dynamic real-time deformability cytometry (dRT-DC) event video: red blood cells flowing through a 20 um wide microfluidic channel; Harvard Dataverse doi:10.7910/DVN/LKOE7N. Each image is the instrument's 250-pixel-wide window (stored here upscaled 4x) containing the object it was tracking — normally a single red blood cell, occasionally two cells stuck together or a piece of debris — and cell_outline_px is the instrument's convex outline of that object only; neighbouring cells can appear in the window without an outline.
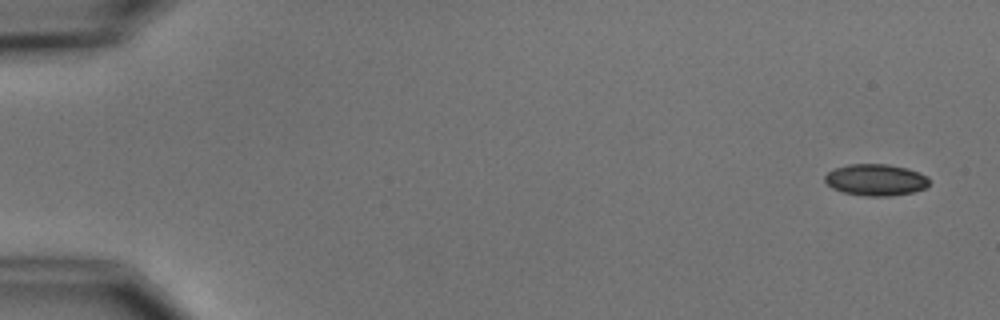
{"species": "common noctule bat (a hibernating species)", "species_latin": "Nyctalus noctula", "temperature_condition": "cold", "stored_images_in_passage": 6, "camera_frame_rate_fps": 3000, "um_per_image_px": 0.085, "animal": {"sex": "male", "body_mass_g": 15.6}, "frame": {"image": 1, "passage_image": 1, "time_ms": 0.0, "image_size_px": [1000, 320], "cell_outline_px": [[928, 184], [924, 188], [912, 192], [888, 196], [868, 196], [844, 192], [832, 188], [824, 180], [824, 176], [832, 168], [848, 164], [888, 164], [908, 168], [920, 172], [928, 176]], "centroid_in_image_um": [74.42, 15.27], "position_along_channel_um": 10.6, "area_um2": 19.25}}
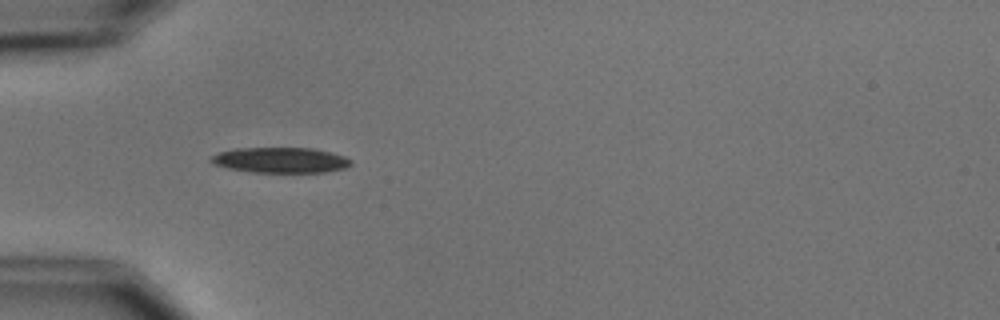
{"frame": {"image": 2, "passage_image": 5, "time_ms": 5.0, "image_size_px": [1000, 320], "cell_outline_px": [[352, 164], [344, 168], [324, 172], [252, 172], [228, 168], [212, 164], [208, 160], [208, 156], [220, 152], [236, 148], [312, 148], [344, 156], [352, 160]], "centroid_in_image_um": [23.78, 13.61], "position_along_channel_um": 61.2, "area_um2": 20.75}}